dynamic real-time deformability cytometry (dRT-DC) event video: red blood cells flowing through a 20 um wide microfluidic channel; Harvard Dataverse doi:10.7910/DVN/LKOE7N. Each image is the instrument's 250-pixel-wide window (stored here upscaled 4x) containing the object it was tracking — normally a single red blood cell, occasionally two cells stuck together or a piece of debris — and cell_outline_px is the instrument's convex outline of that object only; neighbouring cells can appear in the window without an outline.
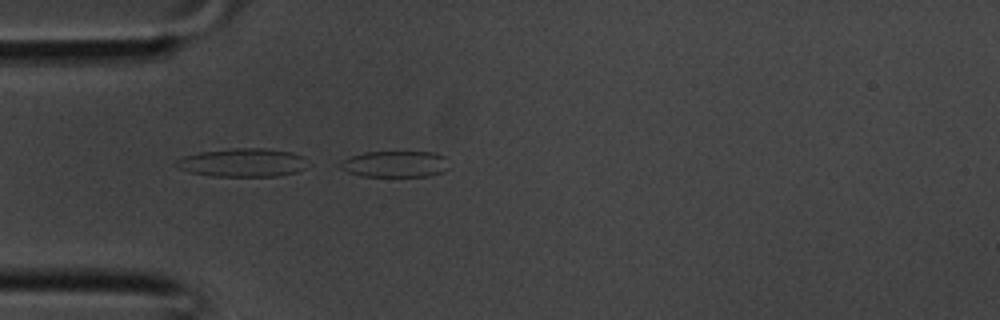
{"species": "common noctule bat (a hibernating species)", "species_latin": "Nyctalus noctula", "temperature_condition": "room temperature", "stored_images_in_passage": 35, "camera_frame_rate_fps": 3000, "um_per_image_px": 0.085, "animal": {"sex": "male", "body_mass_g": 20.1, "forearm_length_mm": 53.5}, "frame": {"image": 1, "passage_image": 9, "time_ms": 2.667, "image_size_px": [1000, 320], "cell_outline_px": [[448, 168], [440, 172], [428, 176], [360, 176], [348, 172], [340, 168], [336, 164], [340, 160], [348, 156], [364, 152], [432, 152], [444, 156]], "centroid_in_image_um": [33.48, 13.94], "position_along_channel_um": 51.5, "area_um2": 16.76}}
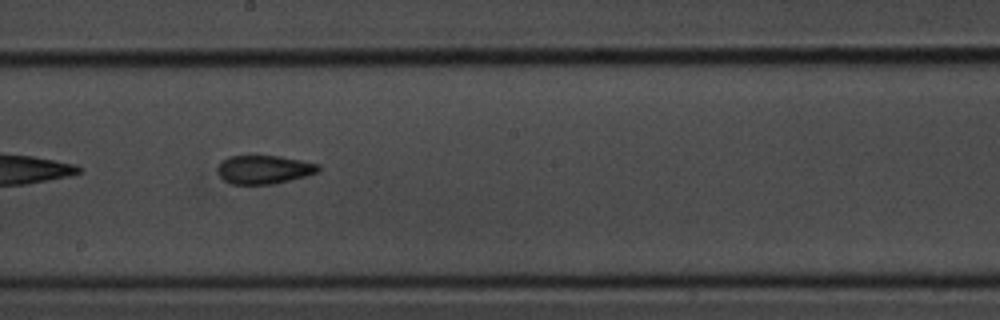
{"frame": {"image": 2, "passage_image": 19, "time_ms": 6.0, "image_size_px": [1000, 320], "cell_outline_px": [[320, 172], [272, 184], [232, 184], [224, 180], [220, 176], [216, 168], [228, 156], [280, 156], [320, 164]], "centroid_in_image_um": [22.45, 14.41], "position_along_channel_um": 225.7, "area_um2": 16.65}}
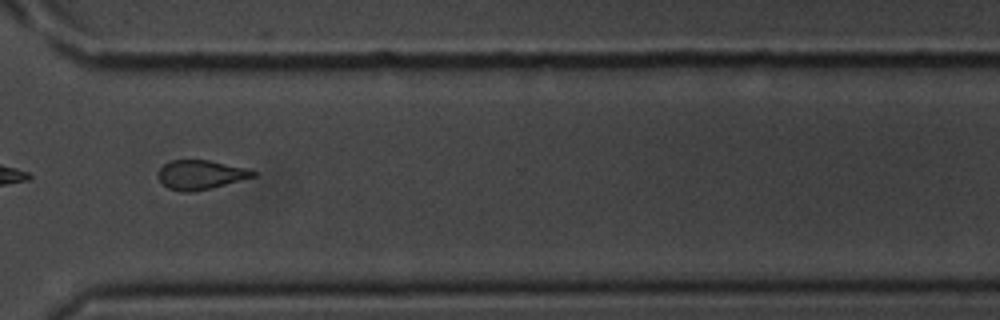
{"frame": {"image": 3, "passage_image": 26, "time_ms": 8.333, "image_size_px": [1000, 320], "cell_outline_px": [[256, 176], [192, 192], [180, 192], [168, 188], [160, 180], [156, 172], [164, 164], [172, 160], [208, 160], [244, 168], [256, 172]], "centroid_in_image_um": [16.99, 14.85], "position_along_channel_um": 353.6, "area_um2": 15.84}}